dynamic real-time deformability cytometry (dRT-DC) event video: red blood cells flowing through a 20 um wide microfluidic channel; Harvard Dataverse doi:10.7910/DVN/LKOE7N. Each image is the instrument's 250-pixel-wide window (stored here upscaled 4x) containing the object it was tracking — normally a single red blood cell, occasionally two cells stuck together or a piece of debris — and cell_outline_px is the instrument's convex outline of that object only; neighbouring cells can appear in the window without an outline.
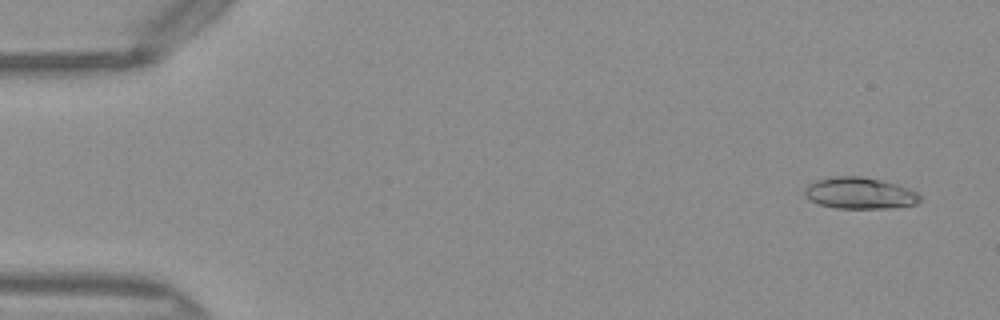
{"species": "Egyptian fruit bat (a non-hibernating species)", "species_latin": "Rousettus aegyptiacus", "temperature_condition": "warm", "stored_images_in_passage": 50, "camera_frame_rate_fps": 3000, "um_per_image_px": 0.085, "frame": {"image": 1, "passage_image": 3, "time_ms": 0.667, "image_size_px": [1000, 320], "cell_outline_px": [[920, 200], [916, 204], [892, 208], [836, 208], [820, 204], [808, 200], [804, 192], [804, 188], [808, 184], [816, 180], [836, 176], [860, 176], [880, 180], [896, 184], [908, 188], [916, 192], [920, 196]], "centroid_in_image_um": [73.05, 16.42], "position_along_channel_um": 11.9, "area_um2": 21.1}}
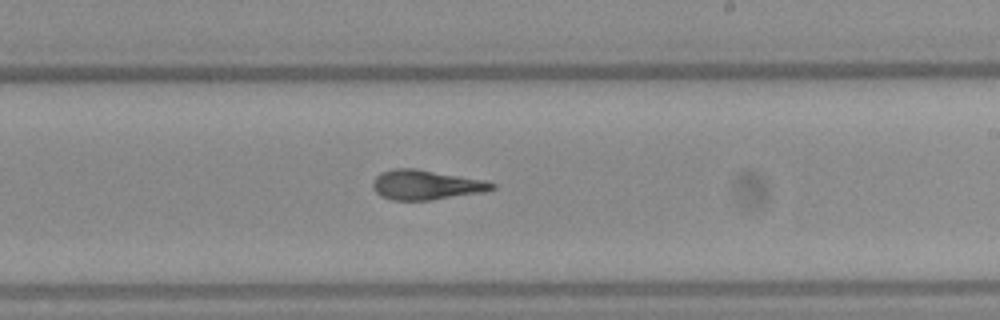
{"frame": {"image": 2, "passage_image": 30, "time_ms": 9.667, "image_size_px": [1000, 320], "cell_outline_px": [[496, 188], [484, 192], [432, 200], [392, 200], [380, 196], [372, 188], [372, 180], [380, 172], [392, 168], [416, 168], [484, 180], [496, 184]], "centroid_in_image_um": [36.18, 15.71], "position_along_channel_um": 252.8, "area_um2": 20.87}}
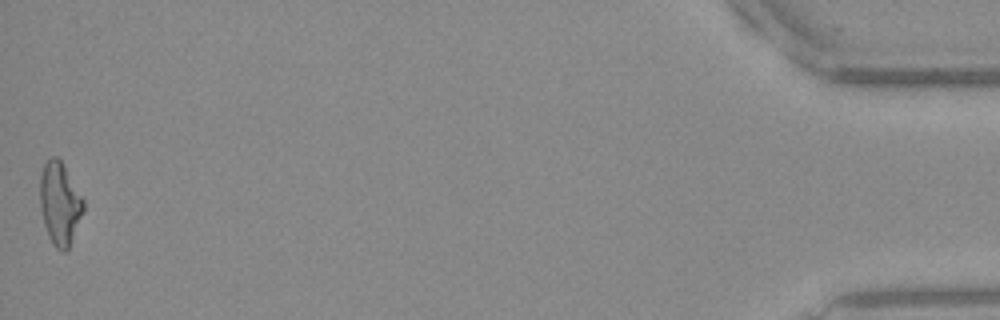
{"frame": {"image": 3, "passage_image": 50, "time_ms": 16.333, "image_size_px": [1000, 320], "cell_outline_px": [[84, 208], [68, 248], [64, 252], [60, 252], [52, 244], [48, 236], [44, 224], [40, 208], [40, 176], [44, 164], [52, 156], [56, 156], [60, 160], [84, 200]], "centroid_in_image_um": [5.06, 17.31], "position_along_channel_um": 430.1, "area_um2": 20.58}, "authors_computed_cell_mechanics": {"area_um2": 20.6057, "velocity_mm_per_s": 4.0777, "shape_relaxation_time_tau1_ms": null, "shape_relaxation_time_tau2_ms": 2.8131, "deformation_change_tau1": null, "deformation_change_tau2": 0.1182}}